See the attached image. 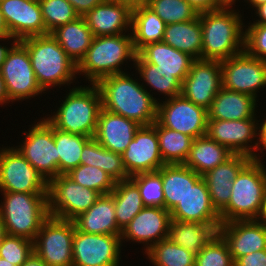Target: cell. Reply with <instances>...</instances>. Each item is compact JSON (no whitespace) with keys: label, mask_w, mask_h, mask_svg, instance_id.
Masks as SVG:
<instances>
[{"label":"cell","mask_w":266,"mask_h":266,"mask_svg":"<svg viewBox=\"0 0 266 266\" xmlns=\"http://www.w3.org/2000/svg\"><path fill=\"white\" fill-rule=\"evenodd\" d=\"M11 39H12V41H11ZM10 40V41H9ZM4 42L5 44H9V43H11L9 46H7V45H5V44H1L0 43V69H1V67H2V64H3V62L5 61V58H6V55H7V53H8V51L11 49V47L17 42L16 40H15V38H13V37H11V36H6V37H0V42ZM9 41V43H6V42H8Z\"/></svg>","instance_id":"53"},{"label":"cell","mask_w":266,"mask_h":266,"mask_svg":"<svg viewBox=\"0 0 266 266\" xmlns=\"http://www.w3.org/2000/svg\"><path fill=\"white\" fill-rule=\"evenodd\" d=\"M234 8L223 6L199 13L203 43L201 59L223 61L245 51V19Z\"/></svg>","instance_id":"2"},{"label":"cell","mask_w":266,"mask_h":266,"mask_svg":"<svg viewBox=\"0 0 266 266\" xmlns=\"http://www.w3.org/2000/svg\"><path fill=\"white\" fill-rule=\"evenodd\" d=\"M199 13L225 6L220 0H187Z\"/></svg>","instance_id":"51"},{"label":"cell","mask_w":266,"mask_h":266,"mask_svg":"<svg viewBox=\"0 0 266 266\" xmlns=\"http://www.w3.org/2000/svg\"><path fill=\"white\" fill-rule=\"evenodd\" d=\"M34 252V241L6 234L0 245V257L15 266H21Z\"/></svg>","instance_id":"45"},{"label":"cell","mask_w":266,"mask_h":266,"mask_svg":"<svg viewBox=\"0 0 266 266\" xmlns=\"http://www.w3.org/2000/svg\"><path fill=\"white\" fill-rule=\"evenodd\" d=\"M144 254L154 266H195L196 254L168 238L157 242Z\"/></svg>","instance_id":"39"},{"label":"cell","mask_w":266,"mask_h":266,"mask_svg":"<svg viewBox=\"0 0 266 266\" xmlns=\"http://www.w3.org/2000/svg\"><path fill=\"white\" fill-rule=\"evenodd\" d=\"M133 4L130 0H105L83 17L93 36L131 33Z\"/></svg>","instance_id":"21"},{"label":"cell","mask_w":266,"mask_h":266,"mask_svg":"<svg viewBox=\"0 0 266 266\" xmlns=\"http://www.w3.org/2000/svg\"><path fill=\"white\" fill-rule=\"evenodd\" d=\"M162 42L194 59H201L203 43L199 15L191 21L166 25Z\"/></svg>","instance_id":"35"},{"label":"cell","mask_w":266,"mask_h":266,"mask_svg":"<svg viewBox=\"0 0 266 266\" xmlns=\"http://www.w3.org/2000/svg\"><path fill=\"white\" fill-rule=\"evenodd\" d=\"M221 224L171 220L168 239L197 255L205 245L216 237Z\"/></svg>","instance_id":"29"},{"label":"cell","mask_w":266,"mask_h":266,"mask_svg":"<svg viewBox=\"0 0 266 266\" xmlns=\"http://www.w3.org/2000/svg\"><path fill=\"white\" fill-rule=\"evenodd\" d=\"M84 135H73L54 127V141L59 156V175L67 174L81 164V154L84 146L91 140Z\"/></svg>","instance_id":"38"},{"label":"cell","mask_w":266,"mask_h":266,"mask_svg":"<svg viewBox=\"0 0 266 266\" xmlns=\"http://www.w3.org/2000/svg\"><path fill=\"white\" fill-rule=\"evenodd\" d=\"M251 159L246 155L233 154L224 163L202 175L206 181L212 205L218 213L228 205L233 181Z\"/></svg>","instance_id":"24"},{"label":"cell","mask_w":266,"mask_h":266,"mask_svg":"<svg viewBox=\"0 0 266 266\" xmlns=\"http://www.w3.org/2000/svg\"><path fill=\"white\" fill-rule=\"evenodd\" d=\"M50 34L76 64L87 53L94 38L84 17L59 26Z\"/></svg>","instance_id":"32"},{"label":"cell","mask_w":266,"mask_h":266,"mask_svg":"<svg viewBox=\"0 0 266 266\" xmlns=\"http://www.w3.org/2000/svg\"><path fill=\"white\" fill-rule=\"evenodd\" d=\"M233 155L225 146L212 140L207 134L193 140L190 153L184 165L197 174L204 175L207 171L224 163Z\"/></svg>","instance_id":"34"},{"label":"cell","mask_w":266,"mask_h":266,"mask_svg":"<svg viewBox=\"0 0 266 266\" xmlns=\"http://www.w3.org/2000/svg\"><path fill=\"white\" fill-rule=\"evenodd\" d=\"M166 24L147 5L132 9L131 35L136 52L149 43L162 42Z\"/></svg>","instance_id":"33"},{"label":"cell","mask_w":266,"mask_h":266,"mask_svg":"<svg viewBox=\"0 0 266 266\" xmlns=\"http://www.w3.org/2000/svg\"><path fill=\"white\" fill-rule=\"evenodd\" d=\"M258 100L248 94L221 88L207 110L208 119L242 120L257 118ZM256 116V117H255Z\"/></svg>","instance_id":"27"},{"label":"cell","mask_w":266,"mask_h":266,"mask_svg":"<svg viewBox=\"0 0 266 266\" xmlns=\"http://www.w3.org/2000/svg\"><path fill=\"white\" fill-rule=\"evenodd\" d=\"M122 159L129 176L156 172L165 165L159 149L157 120L152 125L139 127L134 139L122 153Z\"/></svg>","instance_id":"18"},{"label":"cell","mask_w":266,"mask_h":266,"mask_svg":"<svg viewBox=\"0 0 266 266\" xmlns=\"http://www.w3.org/2000/svg\"><path fill=\"white\" fill-rule=\"evenodd\" d=\"M254 10V16L257 17L258 19H254L255 21L252 22H247V24H266V2L260 4ZM256 10V11H255Z\"/></svg>","instance_id":"54"},{"label":"cell","mask_w":266,"mask_h":266,"mask_svg":"<svg viewBox=\"0 0 266 266\" xmlns=\"http://www.w3.org/2000/svg\"><path fill=\"white\" fill-rule=\"evenodd\" d=\"M130 1L132 2L133 6H135V5H146L151 0H130Z\"/></svg>","instance_id":"62"},{"label":"cell","mask_w":266,"mask_h":266,"mask_svg":"<svg viewBox=\"0 0 266 266\" xmlns=\"http://www.w3.org/2000/svg\"><path fill=\"white\" fill-rule=\"evenodd\" d=\"M74 8L75 12L83 17L91 11L96 5L103 3L105 0H67Z\"/></svg>","instance_id":"50"},{"label":"cell","mask_w":266,"mask_h":266,"mask_svg":"<svg viewBox=\"0 0 266 266\" xmlns=\"http://www.w3.org/2000/svg\"><path fill=\"white\" fill-rule=\"evenodd\" d=\"M83 187L97 191L100 195L110 194L116 181L105 171L96 166L80 164L66 174Z\"/></svg>","instance_id":"40"},{"label":"cell","mask_w":266,"mask_h":266,"mask_svg":"<svg viewBox=\"0 0 266 266\" xmlns=\"http://www.w3.org/2000/svg\"><path fill=\"white\" fill-rule=\"evenodd\" d=\"M166 25L195 19L199 12L187 0H151L146 4Z\"/></svg>","instance_id":"41"},{"label":"cell","mask_w":266,"mask_h":266,"mask_svg":"<svg viewBox=\"0 0 266 266\" xmlns=\"http://www.w3.org/2000/svg\"><path fill=\"white\" fill-rule=\"evenodd\" d=\"M21 266H48L35 252Z\"/></svg>","instance_id":"55"},{"label":"cell","mask_w":266,"mask_h":266,"mask_svg":"<svg viewBox=\"0 0 266 266\" xmlns=\"http://www.w3.org/2000/svg\"><path fill=\"white\" fill-rule=\"evenodd\" d=\"M234 266H266V249L239 257Z\"/></svg>","instance_id":"49"},{"label":"cell","mask_w":266,"mask_h":266,"mask_svg":"<svg viewBox=\"0 0 266 266\" xmlns=\"http://www.w3.org/2000/svg\"><path fill=\"white\" fill-rule=\"evenodd\" d=\"M0 212L8 235L35 240L50 217L47 193L1 192Z\"/></svg>","instance_id":"7"},{"label":"cell","mask_w":266,"mask_h":266,"mask_svg":"<svg viewBox=\"0 0 266 266\" xmlns=\"http://www.w3.org/2000/svg\"><path fill=\"white\" fill-rule=\"evenodd\" d=\"M129 73L106 76L96 83L102 108L140 126L152 125L157 120V102L142 86L138 75L135 78Z\"/></svg>","instance_id":"1"},{"label":"cell","mask_w":266,"mask_h":266,"mask_svg":"<svg viewBox=\"0 0 266 266\" xmlns=\"http://www.w3.org/2000/svg\"><path fill=\"white\" fill-rule=\"evenodd\" d=\"M245 3L249 4V7L251 6L252 9L256 8L260 4L266 2V0H244Z\"/></svg>","instance_id":"59"},{"label":"cell","mask_w":266,"mask_h":266,"mask_svg":"<svg viewBox=\"0 0 266 266\" xmlns=\"http://www.w3.org/2000/svg\"><path fill=\"white\" fill-rule=\"evenodd\" d=\"M73 221L49 217L34 240V252L48 266H72Z\"/></svg>","instance_id":"11"},{"label":"cell","mask_w":266,"mask_h":266,"mask_svg":"<svg viewBox=\"0 0 266 266\" xmlns=\"http://www.w3.org/2000/svg\"><path fill=\"white\" fill-rule=\"evenodd\" d=\"M266 115V114H265ZM258 131H259V143H258V151L263 156L265 155L263 151H266V116L264 119L262 118V122L258 123Z\"/></svg>","instance_id":"52"},{"label":"cell","mask_w":266,"mask_h":266,"mask_svg":"<svg viewBox=\"0 0 266 266\" xmlns=\"http://www.w3.org/2000/svg\"><path fill=\"white\" fill-rule=\"evenodd\" d=\"M260 121L261 119L258 120L257 118L242 120L208 119L207 135L225 146L233 154L246 155L252 159L261 160L263 156L260 157V154H257L258 122Z\"/></svg>","instance_id":"13"},{"label":"cell","mask_w":266,"mask_h":266,"mask_svg":"<svg viewBox=\"0 0 266 266\" xmlns=\"http://www.w3.org/2000/svg\"><path fill=\"white\" fill-rule=\"evenodd\" d=\"M46 179L16 147H0V192L47 193Z\"/></svg>","instance_id":"12"},{"label":"cell","mask_w":266,"mask_h":266,"mask_svg":"<svg viewBox=\"0 0 266 266\" xmlns=\"http://www.w3.org/2000/svg\"><path fill=\"white\" fill-rule=\"evenodd\" d=\"M195 266H234L228 244L219 233L198 252Z\"/></svg>","instance_id":"44"},{"label":"cell","mask_w":266,"mask_h":266,"mask_svg":"<svg viewBox=\"0 0 266 266\" xmlns=\"http://www.w3.org/2000/svg\"><path fill=\"white\" fill-rule=\"evenodd\" d=\"M136 54L131 33L96 36L87 53L77 64V75H82L90 84H96L106 76L125 73L123 70L128 62H133L131 71L134 68Z\"/></svg>","instance_id":"5"},{"label":"cell","mask_w":266,"mask_h":266,"mask_svg":"<svg viewBox=\"0 0 266 266\" xmlns=\"http://www.w3.org/2000/svg\"><path fill=\"white\" fill-rule=\"evenodd\" d=\"M245 51L266 62V24H245Z\"/></svg>","instance_id":"46"},{"label":"cell","mask_w":266,"mask_h":266,"mask_svg":"<svg viewBox=\"0 0 266 266\" xmlns=\"http://www.w3.org/2000/svg\"><path fill=\"white\" fill-rule=\"evenodd\" d=\"M137 185L144 206L164 208L162 167L156 172L138 173L130 176Z\"/></svg>","instance_id":"42"},{"label":"cell","mask_w":266,"mask_h":266,"mask_svg":"<svg viewBox=\"0 0 266 266\" xmlns=\"http://www.w3.org/2000/svg\"><path fill=\"white\" fill-rule=\"evenodd\" d=\"M171 220L198 223H221L213 207L206 181L201 177L184 198L170 211Z\"/></svg>","instance_id":"23"},{"label":"cell","mask_w":266,"mask_h":266,"mask_svg":"<svg viewBox=\"0 0 266 266\" xmlns=\"http://www.w3.org/2000/svg\"><path fill=\"white\" fill-rule=\"evenodd\" d=\"M71 87L68 93L66 91L64 101L59 100L61 104L56 105L57 109L51 115L45 114V118L56 129L93 138L102 109L100 91L96 84Z\"/></svg>","instance_id":"4"},{"label":"cell","mask_w":266,"mask_h":266,"mask_svg":"<svg viewBox=\"0 0 266 266\" xmlns=\"http://www.w3.org/2000/svg\"><path fill=\"white\" fill-rule=\"evenodd\" d=\"M101 195L83 187L66 174L51 178L47 186L48 212L51 217L72 221L91 208Z\"/></svg>","instance_id":"9"},{"label":"cell","mask_w":266,"mask_h":266,"mask_svg":"<svg viewBox=\"0 0 266 266\" xmlns=\"http://www.w3.org/2000/svg\"><path fill=\"white\" fill-rule=\"evenodd\" d=\"M225 6H236V1L240 2V0H220Z\"/></svg>","instance_id":"61"},{"label":"cell","mask_w":266,"mask_h":266,"mask_svg":"<svg viewBox=\"0 0 266 266\" xmlns=\"http://www.w3.org/2000/svg\"><path fill=\"white\" fill-rule=\"evenodd\" d=\"M19 42L27 49L37 82L46 94L47 91L51 93L52 87L67 85L69 88L72 83H77V64L51 34L29 37Z\"/></svg>","instance_id":"3"},{"label":"cell","mask_w":266,"mask_h":266,"mask_svg":"<svg viewBox=\"0 0 266 266\" xmlns=\"http://www.w3.org/2000/svg\"><path fill=\"white\" fill-rule=\"evenodd\" d=\"M259 221H262V222L266 223V197H265V200H264L262 213H261V215L259 217Z\"/></svg>","instance_id":"60"},{"label":"cell","mask_w":266,"mask_h":266,"mask_svg":"<svg viewBox=\"0 0 266 266\" xmlns=\"http://www.w3.org/2000/svg\"><path fill=\"white\" fill-rule=\"evenodd\" d=\"M157 136L162 160L165 164H184L194 138L163 127L157 121Z\"/></svg>","instance_id":"37"},{"label":"cell","mask_w":266,"mask_h":266,"mask_svg":"<svg viewBox=\"0 0 266 266\" xmlns=\"http://www.w3.org/2000/svg\"><path fill=\"white\" fill-rule=\"evenodd\" d=\"M6 230H5V225H4V220L2 218V214L0 212V245L2 242L3 237L6 235Z\"/></svg>","instance_id":"58"},{"label":"cell","mask_w":266,"mask_h":266,"mask_svg":"<svg viewBox=\"0 0 266 266\" xmlns=\"http://www.w3.org/2000/svg\"><path fill=\"white\" fill-rule=\"evenodd\" d=\"M221 88V61L195 59L181 84V95L208 110Z\"/></svg>","instance_id":"17"},{"label":"cell","mask_w":266,"mask_h":266,"mask_svg":"<svg viewBox=\"0 0 266 266\" xmlns=\"http://www.w3.org/2000/svg\"><path fill=\"white\" fill-rule=\"evenodd\" d=\"M139 127L135 121L102 108L93 138L107 150L122 154Z\"/></svg>","instance_id":"25"},{"label":"cell","mask_w":266,"mask_h":266,"mask_svg":"<svg viewBox=\"0 0 266 266\" xmlns=\"http://www.w3.org/2000/svg\"><path fill=\"white\" fill-rule=\"evenodd\" d=\"M170 211L157 206H145L122 231L121 242L143 244L146 253L153 245L168 238Z\"/></svg>","instance_id":"20"},{"label":"cell","mask_w":266,"mask_h":266,"mask_svg":"<svg viewBox=\"0 0 266 266\" xmlns=\"http://www.w3.org/2000/svg\"><path fill=\"white\" fill-rule=\"evenodd\" d=\"M111 194L115 204L116 222L123 231L145 206L137 185L131 179L117 181Z\"/></svg>","instance_id":"36"},{"label":"cell","mask_w":266,"mask_h":266,"mask_svg":"<svg viewBox=\"0 0 266 266\" xmlns=\"http://www.w3.org/2000/svg\"><path fill=\"white\" fill-rule=\"evenodd\" d=\"M22 143L15 146L23 157L46 179L59 176V156L54 141V126L43 116L28 125Z\"/></svg>","instance_id":"8"},{"label":"cell","mask_w":266,"mask_h":266,"mask_svg":"<svg viewBox=\"0 0 266 266\" xmlns=\"http://www.w3.org/2000/svg\"><path fill=\"white\" fill-rule=\"evenodd\" d=\"M121 236L87 234L75 229L72 266H120Z\"/></svg>","instance_id":"16"},{"label":"cell","mask_w":266,"mask_h":266,"mask_svg":"<svg viewBox=\"0 0 266 266\" xmlns=\"http://www.w3.org/2000/svg\"><path fill=\"white\" fill-rule=\"evenodd\" d=\"M0 13L16 41L47 35L39 0H0Z\"/></svg>","instance_id":"19"},{"label":"cell","mask_w":266,"mask_h":266,"mask_svg":"<svg viewBox=\"0 0 266 266\" xmlns=\"http://www.w3.org/2000/svg\"><path fill=\"white\" fill-rule=\"evenodd\" d=\"M101 170L108 173L116 182L130 179L123 165L122 154L107 150L103 146Z\"/></svg>","instance_id":"47"},{"label":"cell","mask_w":266,"mask_h":266,"mask_svg":"<svg viewBox=\"0 0 266 266\" xmlns=\"http://www.w3.org/2000/svg\"><path fill=\"white\" fill-rule=\"evenodd\" d=\"M157 121L194 139L207 134V110L181 94L157 103Z\"/></svg>","instance_id":"14"},{"label":"cell","mask_w":266,"mask_h":266,"mask_svg":"<svg viewBox=\"0 0 266 266\" xmlns=\"http://www.w3.org/2000/svg\"><path fill=\"white\" fill-rule=\"evenodd\" d=\"M75 229L87 234H109L121 236L122 230L116 222L115 204L112 194L101 195L86 212L74 218Z\"/></svg>","instance_id":"26"},{"label":"cell","mask_w":266,"mask_h":266,"mask_svg":"<svg viewBox=\"0 0 266 266\" xmlns=\"http://www.w3.org/2000/svg\"><path fill=\"white\" fill-rule=\"evenodd\" d=\"M266 163L251 159L233 181L228 205L219 213L221 223L259 220L266 197Z\"/></svg>","instance_id":"6"},{"label":"cell","mask_w":266,"mask_h":266,"mask_svg":"<svg viewBox=\"0 0 266 266\" xmlns=\"http://www.w3.org/2000/svg\"><path fill=\"white\" fill-rule=\"evenodd\" d=\"M221 68L223 88L248 94L259 100V90L266 87L265 61L243 51L221 61Z\"/></svg>","instance_id":"15"},{"label":"cell","mask_w":266,"mask_h":266,"mask_svg":"<svg viewBox=\"0 0 266 266\" xmlns=\"http://www.w3.org/2000/svg\"><path fill=\"white\" fill-rule=\"evenodd\" d=\"M81 164L96 166L101 169L102 145L92 138L83 148Z\"/></svg>","instance_id":"48"},{"label":"cell","mask_w":266,"mask_h":266,"mask_svg":"<svg viewBox=\"0 0 266 266\" xmlns=\"http://www.w3.org/2000/svg\"><path fill=\"white\" fill-rule=\"evenodd\" d=\"M137 54L147 63L157 65L159 70L174 73L182 84L195 60L189 54L181 52L164 42L149 43Z\"/></svg>","instance_id":"28"},{"label":"cell","mask_w":266,"mask_h":266,"mask_svg":"<svg viewBox=\"0 0 266 266\" xmlns=\"http://www.w3.org/2000/svg\"><path fill=\"white\" fill-rule=\"evenodd\" d=\"M0 266H15V265L11 264L6 259L0 257Z\"/></svg>","instance_id":"63"},{"label":"cell","mask_w":266,"mask_h":266,"mask_svg":"<svg viewBox=\"0 0 266 266\" xmlns=\"http://www.w3.org/2000/svg\"><path fill=\"white\" fill-rule=\"evenodd\" d=\"M201 177L184 164H165L162 167L164 208L171 211Z\"/></svg>","instance_id":"31"},{"label":"cell","mask_w":266,"mask_h":266,"mask_svg":"<svg viewBox=\"0 0 266 266\" xmlns=\"http://www.w3.org/2000/svg\"><path fill=\"white\" fill-rule=\"evenodd\" d=\"M9 103L11 102L9 101V98H8L4 80L2 79L1 74H0V105L3 106L5 104L4 106H6Z\"/></svg>","instance_id":"56"},{"label":"cell","mask_w":266,"mask_h":266,"mask_svg":"<svg viewBox=\"0 0 266 266\" xmlns=\"http://www.w3.org/2000/svg\"><path fill=\"white\" fill-rule=\"evenodd\" d=\"M0 74L11 104L46 93L37 82L27 49L19 41L8 51Z\"/></svg>","instance_id":"10"},{"label":"cell","mask_w":266,"mask_h":266,"mask_svg":"<svg viewBox=\"0 0 266 266\" xmlns=\"http://www.w3.org/2000/svg\"><path fill=\"white\" fill-rule=\"evenodd\" d=\"M134 68L136 71L135 76L136 73L139 75L138 77L140 81H142V86L149 92L157 103L181 94V83L174 77V73L159 70L157 65L145 62L138 54H136ZM159 93L166 97H161L160 100L159 97L156 98L153 95H158Z\"/></svg>","instance_id":"30"},{"label":"cell","mask_w":266,"mask_h":266,"mask_svg":"<svg viewBox=\"0 0 266 266\" xmlns=\"http://www.w3.org/2000/svg\"><path fill=\"white\" fill-rule=\"evenodd\" d=\"M9 36L8 30L5 26L2 14L0 13V37Z\"/></svg>","instance_id":"57"},{"label":"cell","mask_w":266,"mask_h":266,"mask_svg":"<svg viewBox=\"0 0 266 266\" xmlns=\"http://www.w3.org/2000/svg\"><path fill=\"white\" fill-rule=\"evenodd\" d=\"M47 34L80 17L67 0H39Z\"/></svg>","instance_id":"43"},{"label":"cell","mask_w":266,"mask_h":266,"mask_svg":"<svg viewBox=\"0 0 266 266\" xmlns=\"http://www.w3.org/2000/svg\"><path fill=\"white\" fill-rule=\"evenodd\" d=\"M219 234L227 242L234 262L239 257L266 249V223L259 220L222 223Z\"/></svg>","instance_id":"22"}]
</instances>
